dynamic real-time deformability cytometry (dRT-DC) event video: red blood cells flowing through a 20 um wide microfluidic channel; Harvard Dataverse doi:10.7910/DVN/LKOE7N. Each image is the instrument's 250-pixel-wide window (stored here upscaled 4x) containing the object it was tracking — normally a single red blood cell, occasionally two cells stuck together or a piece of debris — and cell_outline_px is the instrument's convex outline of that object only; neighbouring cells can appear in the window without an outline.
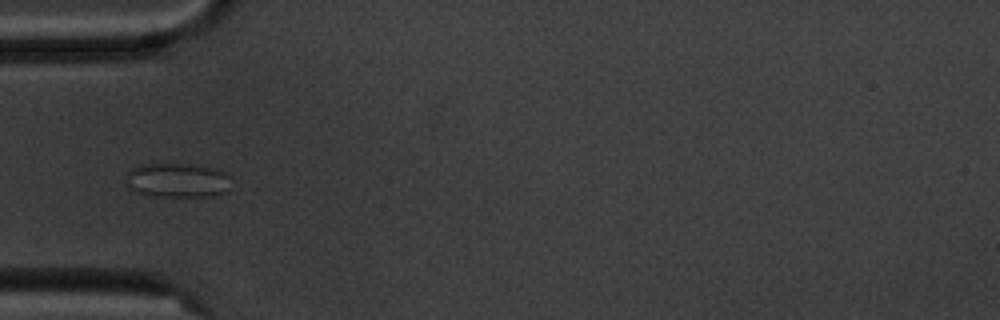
{"species": "common noctule bat (a hibernating species)", "species_latin": "Nyctalus noctula", "temperature_condition": "cold", "stored_images_in_passage": 11, "camera_frame_rate_fps": 3000, "um_per_image_px": 0.085, "animal": {"sex": "male", "body_mass_g": 20.1, "forearm_length_mm": 53.5}, "frame": {"image": 1, "passage_image": 5, "time_ms": 5.667, "image_size_px": [1000, 320], "cell_outline_px": [[228, 192], [212, 196], [156, 196], [136, 192], [128, 188], [124, 184], [124, 176], [132, 168], [140, 164], [172, 160], [196, 164], [224, 172], [228, 176]], "centroid_in_image_um": [14.98, 15.27], "position_along_channel_um": 70.0, "area_um2": 22.02}}
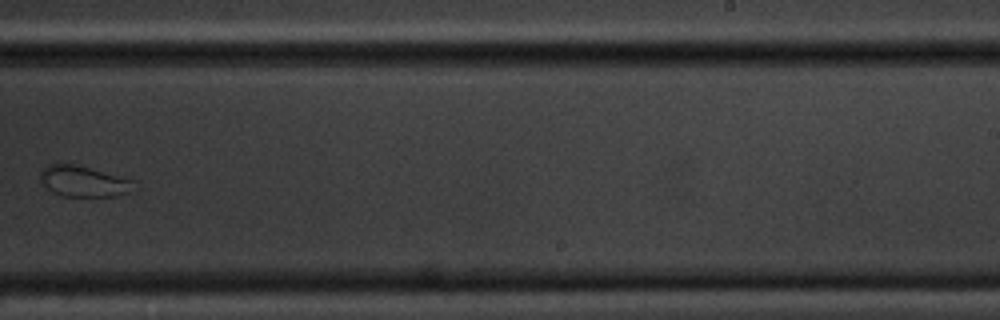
{"frame": {"image": 2, "passage_image": 10, "time_ms": 11.667, "image_size_px": [1000, 320], "cell_outline_px": [[132, 180], [128, 192], [116, 196], [64, 196], [48, 188], [40, 180], [40, 172], [48, 164], [76, 164]], "centroid_in_image_um": [7.03, 15.4], "position_along_channel_um": 282.0, "area_um2": 16.18}}
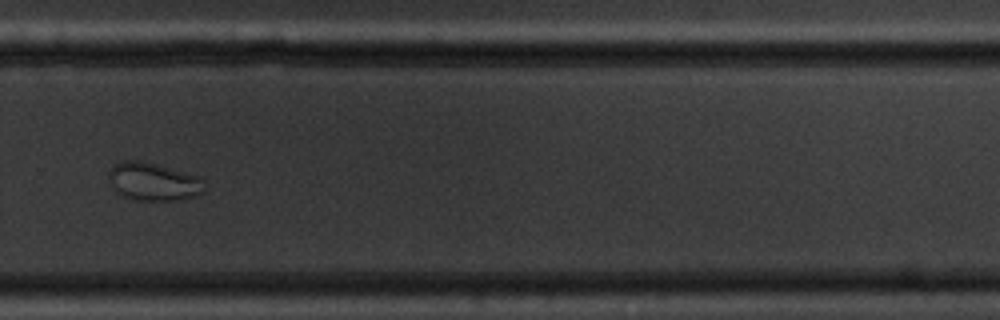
{"frame": {"image": 3, "passage_image": 11, "time_ms": 12.667, "image_size_px": [1000, 320], "cell_outline_px": [[204, 192], [180, 200], [140, 200], [124, 196], [116, 192], [112, 188], [108, 176], [108, 172], [120, 160], [144, 160], [200, 176], [204, 180]], "centroid_in_image_um": [13.04, 15.42], "position_along_channel_um": 316.8, "area_um2": 21.39}}